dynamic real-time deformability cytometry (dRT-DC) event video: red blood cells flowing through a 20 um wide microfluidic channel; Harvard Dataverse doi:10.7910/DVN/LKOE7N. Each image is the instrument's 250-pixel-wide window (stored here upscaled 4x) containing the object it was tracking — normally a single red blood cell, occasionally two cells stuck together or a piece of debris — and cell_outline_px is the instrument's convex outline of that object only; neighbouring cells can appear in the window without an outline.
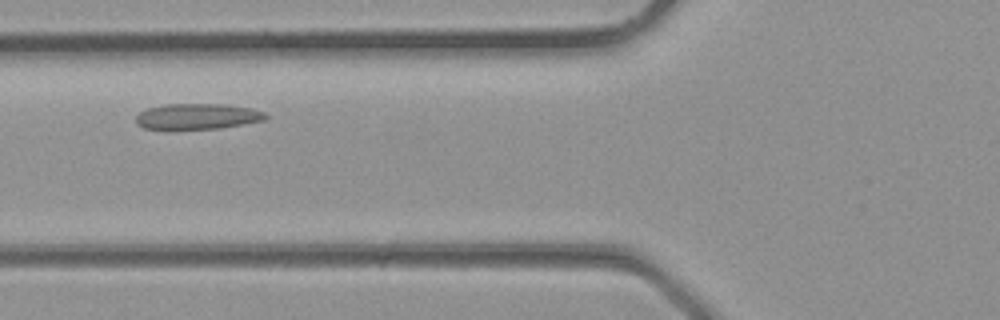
{"species": "common noctule bat (a hibernating species)", "species_latin": "Nyctalus noctula", "temperature_condition": "room temperature", "stored_images_in_passage": 23, "camera_frame_rate_fps": 3000, "um_per_image_px": 0.085, "animal": {"sex": "male", "body_mass_g": 23.1, "forearm_length_mm": 52.7}, "frame": {"image": 1, "passage_image": 3, "time_ms": 0.667, "image_size_px": [1000, 320], "cell_outline_px": [[268, 116], [264, 120], [244, 124], [220, 128], [144, 128], [136, 124], [136, 116], [140, 112], [148, 108], [164, 104], [228, 104], [252, 108], [264, 112]], "centroid_in_image_um": [16.81, 9.87], "position_along_channel_um": 109.0, "area_um2": 19.25}}
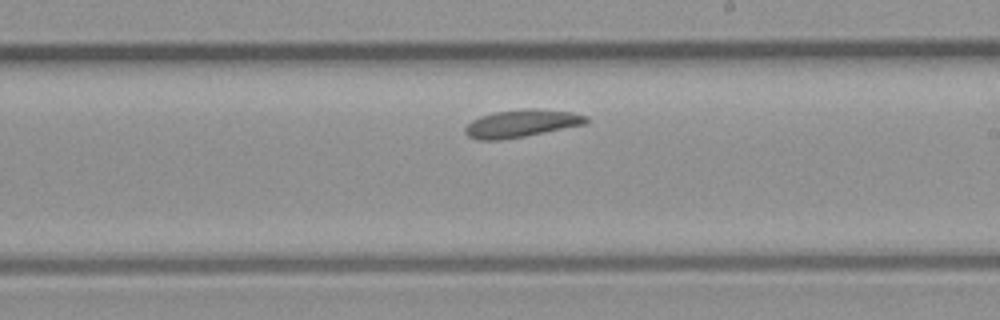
{"frame": {"image": 2, "passage_image": 10, "time_ms": 3.0, "image_size_px": [1000, 320], "cell_outline_px": [[588, 124], [524, 136], [500, 140], [476, 140], [468, 136], [464, 132], [464, 128], [472, 120], [480, 116], [492, 112], [524, 108], [540, 108], [572, 112], [588, 116]], "centroid_in_image_um": [44.33, 10.48], "position_along_channel_um": 244.7, "area_um2": 19.77}}
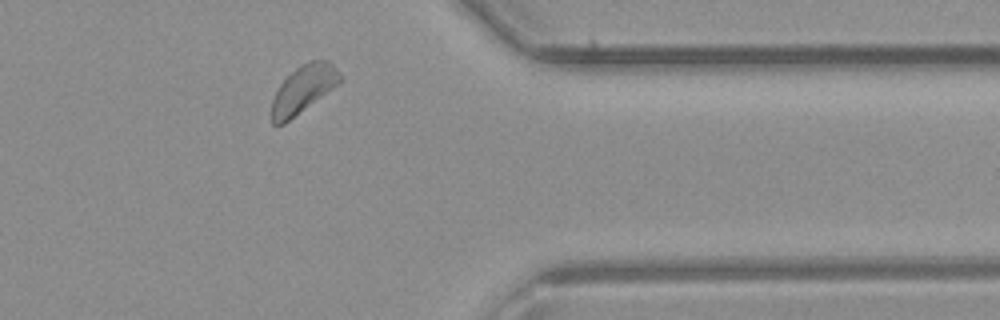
{"frame": {"image": 3, "passage_image": 18, "time_ms": 5.667, "image_size_px": [1000, 320], "cell_outline_px": [[344, 80], [284, 124], [272, 124], [272, 100], [280, 84], [300, 64], [312, 60], [328, 60], [336, 68]], "centroid_in_image_um": [25.8, 7.56], "position_along_channel_um": 385.6, "area_um2": 18.67}}